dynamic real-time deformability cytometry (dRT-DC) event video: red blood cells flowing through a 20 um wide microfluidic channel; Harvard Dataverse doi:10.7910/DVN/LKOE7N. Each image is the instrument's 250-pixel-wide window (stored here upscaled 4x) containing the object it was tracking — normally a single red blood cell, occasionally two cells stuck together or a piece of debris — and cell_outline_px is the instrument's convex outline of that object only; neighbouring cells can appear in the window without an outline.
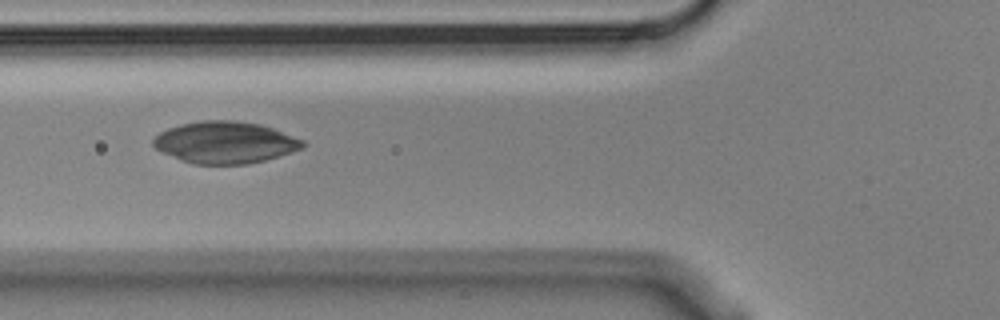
{"species": "Egyptian fruit bat (a non-hibernating species)", "species_latin": "Rousettus aegyptiacus", "temperature_condition": "cold", "stored_images_in_passage": 2, "camera_frame_rate_fps": 3000, "um_per_image_px": 0.085, "animal": {"sex": "male"}, "frame": {"image": 1, "passage_image": 2, "time_ms": 0.333, "image_size_px": [1000, 320], "cell_outline_px": [[304, 144], [300, 148], [264, 160], [248, 164], [192, 164], [164, 152], [156, 148], [152, 144], [152, 140], [160, 132], [168, 128], [180, 124], [200, 120], [232, 120], [260, 124], [272, 128], [304, 140]], "centroid_in_image_um": [19.09, 12.09], "position_along_channel_um": 106.7, "area_um2": 35.95}}